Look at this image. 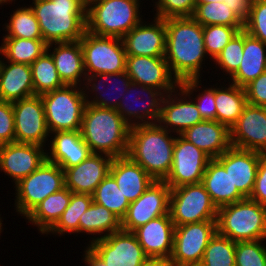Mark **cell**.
<instances>
[{
	"instance_id": "obj_1",
	"label": "cell",
	"mask_w": 266,
	"mask_h": 266,
	"mask_svg": "<svg viewBox=\"0 0 266 266\" xmlns=\"http://www.w3.org/2000/svg\"><path fill=\"white\" fill-rule=\"evenodd\" d=\"M165 26V59L172 75L179 83L203 79V67L209 71L207 61L213 62L205 50L203 26L193 17L166 18Z\"/></svg>"
},
{
	"instance_id": "obj_2",
	"label": "cell",
	"mask_w": 266,
	"mask_h": 266,
	"mask_svg": "<svg viewBox=\"0 0 266 266\" xmlns=\"http://www.w3.org/2000/svg\"><path fill=\"white\" fill-rule=\"evenodd\" d=\"M176 136L159 123L132 126L127 156L155 181H164L170 173Z\"/></svg>"
},
{
	"instance_id": "obj_3",
	"label": "cell",
	"mask_w": 266,
	"mask_h": 266,
	"mask_svg": "<svg viewBox=\"0 0 266 266\" xmlns=\"http://www.w3.org/2000/svg\"><path fill=\"white\" fill-rule=\"evenodd\" d=\"M130 128L115 109L86 104L80 131L92 153L112 158L126 156Z\"/></svg>"
},
{
	"instance_id": "obj_4",
	"label": "cell",
	"mask_w": 266,
	"mask_h": 266,
	"mask_svg": "<svg viewBox=\"0 0 266 266\" xmlns=\"http://www.w3.org/2000/svg\"><path fill=\"white\" fill-rule=\"evenodd\" d=\"M29 6L47 44L79 41L86 32L87 8L80 0H32Z\"/></svg>"
},
{
	"instance_id": "obj_5",
	"label": "cell",
	"mask_w": 266,
	"mask_h": 266,
	"mask_svg": "<svg viewBox=\"0 0 266 266\" xmlns=\"http://www.w3.org/2000/svg\"><path fill=\"white\" fill-rule=\"evenodd\" d=\"M144 3L139 0H98L87 7L86 31L123 38L143 20L141 8Z\"/></svg>"
},
{
	"instance_id": "obj_6",
	"label": "cell",
	"mask_w": 266,
	"mask_h": 266,
	"mask_svg": "<svg viewBox=\"0 0 266 266\" xmlns=\"http://www.w3.org/2000/svg\"><path fill=\"white\" fill-rule=\"evenodd\" d=\"M217 232L234 242L266 240V206L245 198L218 208Z\"/></svg>"
},
{
	"instance_id": "obj_7",
	"label": "cell",
	"mask_w": 266,
	"mask_h": 266,
	"mask_svg": "<svg viewBox=\"0 0 266 266\" xmlns=\"http://www.w3.org/2000/svg\"><path fill=\"white\" fill-rule=\"evenodd\" d=\"M50 133L81 130L86 99L83 87L65 85L41 95Z\"/></svg>"
},
{
	"instance_id": "obj_8",
	"label": "cell",
	"mask_w": 266,
	"mask_h": 266,
	"mask_svg": "<svg viewBox=\"0 0 266 266\" xmlns=\"http://www.w3.org/2000/svg\"><path fill=\"white\" fill-rule=\"evenodd\" d=\"M65 187L64 170L45 160L14 186V211L23 219L46 197Z\"/></svg>"
},
{
	"instance_id": "obj_9",
	"label": "cell",
	"mask_w": 266,
	"mask_h": 266,
	"mask_svg": "<svg viewBox=\"0 0 266 266\" xmlns=\"http://www.w3.org/2000/svg\"><path fill=\"white\" fill-rule=\"evenodd\" d=\"M169 214L175 226L217 221L218 208L202 183L171 188Z\"/></svg>"
},
{
	"instance_id": "obj_10",
	"label": "cell",
	"mask_w": 266,
	"mask_h": 266,
	"mask_svg": "<svg viewBox=\"0 0 266 266\" xmlns=\"http://www.w3.org/2000/svg\"><path fill=\"white\" fill-rule=\"evenodd\" d=\"M79 41L86 75L113 74L126 70L127 54L122 38L86 31Z\"/></svg>"
},
{
	"instance_id": "obj_11",
	"label": "cell",
	"mask_w": 266,
	"mask_h": 266,
	"mask_svg": "<svg viewBox=\"0 0 266 266\" xmlns=\"http://www.w3.org/2000/svg\"><path fill=\"white\" fill-rule=\"evenodd\" d=\"M217 232V221L175 226L171 262L174 266L200 265L210 239Z\"/></svg>"
},
{
	"instance_id": "obj_12",
	"label": "cell",
	"mask_w": 266,
	"mask_h": 266,
	"mask_svg": "<svg viewBox=\"0 0 266 266\" xmlns=\"http://www.w3.org/2000/svg\"><path fill=\"white\" fill-rule=\"evenodd\" d=\"M165 95L162 90L131 82L116 111L131 127L158 123Z\"/></svg>"
},
{
	"instance_id": "obj_13",
	"label": "cell",
	"mask_w": 266,
	"mask_h": 266,
	"mask_svg": "<svg viewBox=\"0 0 266 266\" xmlns=\"http://www.w3.org/2000/svg\"><path fill=\"white\" fill-rule=\"evenodd\" d=\"M15 142L47 147L50 132L46 122L41 95L12 102Z\"/></svg>"
},
{
	"instance_id": "obj_14",
	"label": "cell",
	"mask_w": 266,
	"mask_h": 266,
	"mask_svg": "<svg viewBox=\"0 0 266 266\" xmlns=\"http://www.w3.org/2000/svg\"><path fill=\"white\" fill-rule=\"evenodd\" d=\"M87 247L106 266H140L148 257L133 232L119 230Z\"/></svg>"
},
{
	"instance_id": "obj_15",
	"label": "cell",
	"mask_w": 266,
	"mask_h": 266,
	"mask_svg": "<svg viewBox=\"0 0 266 266\" xmlns=\"http://www.w3.org/2000/svg\"><path fill=\"white\" fill-rule=\"evenodd\" d=\"M212 158L194 144L177 135L173 148L170 173L164 182L170 188L202 183L203 175Z\"/></svg>"
},
{
	"instance_id": "obj_16",
	"label": "cell",
	"mask_w": 266,
	"mask_h": 266,
	"mask_svg": "<svg viewBox=\"0 0 266 266\" xmlns=\"http://www.w3.org/2000/svg\"><path fill=\"white\" fill-rule=\"evenodd\" d=\"M171 188L164 181H154L134 202L121 220L122 230L133 232L150 220L169 213Z\"/></svg>"
},
{
	"instance_id": "obj_17",
	"label": "cell",
	"mask_w": 266,
	"mask_h": 266,
	"mask_svg": "<svg viewBox=\"0 0 266 266\" xmlns=\"http://www.w3.org/2000/svg\"><path fill=\"white\" fill-rule=\"evenodd\" d=\"M125 71L131 82L162 90L165 94L180 86L165 57L127 56Z\"/></svg>"
},
{
	"instance_id": "obj_18",
	"label": "cell",
	"mask_w": 266,
	"mask_h": 266,
	"mask_svg": "<svg viewBox=\"0 0 266 266\" xmlns=\"http://www.w3.org/2000/svg\"><path fill=\"white\" fill-rule=\"evenodd\" d=\"M46 160V147L26 143L0 145V172L4 173L13 186L34 172Z\"/></svg>"
},
{
	"instance_id": "obj_19",
	"label": "cell",
	"mask_w": 266,
	"mask_h": 266,
	"mask_svg": "<svg viewBox=\"0 0 266 266\" xmlns=\"http://www.w3.org/2000/svg\"><path fill=\"white\" fill-rule=\"evenodd\" d=\"M231 146L266 153V107L246 104L230 128Z\"/></svg>"
},
{
	"instance_id": "obj_20",
	"label": "cell",
	"mask_w": 266,
	"mask_h": 266,
	"mask_svg": "<svg viewBox=\"0 0 266 266\" xmlns=\"http://www.w3.org/2000/svg\"><path fill=\"white\" fill-rule=\"evenodd\" d=\"M149 22L144 17L122 38L127 56L165 57V19L153 16Z\"/></svg>"
},
{
	"instance_id": "obj_21",
	"label": "cell",
	"mask_w": 266,
	"mask_h": 266,
	"mask_svg": "<svg viewBox=\"0 0 266 266\" xmlns=\"http://www.w3.org/2000/svg\"><path fill=\"white\" fill-rule=\"evenodd\" d=\"M203 121L195 102L180 88L165 95L158 123L176 135Z\"/></svg>"
},
{
	"instance_id": "obj_22",
	"label": "cell",
	"mask_w": 266,
	"mask_h": 266,
	"mask_svg": "<svg viewBox=\"0 0 266 266\" xmlns=\"http://www.w3.org/2000/svg\"><path fill=\"white\" fill-rule=\"evenodd\" d=\"M130 83L131 79L126 71L113 74L86 75L83 85L86 103L116 110Z\"/></svg>"
},
{
	"instance_id": "obj_23",
	"label": "cell",
	"mask_w": 266,
	"mask_h": 266,
	"mask_svg": "<svg viewBox=\"0 0 266 266\" xmlns=\"http://www.w3.org/2000/svg\"><path fill=\"white\" fill-rule=\"evenodd\" d=\"M113 158L92 153L78 165L63 169L65 187L73 193L92 195L98 184L110 173Z\"/></svg>"
},
{
	"instance_id": "obj_24",
	"label": "cell",
	"mask_w": 266,
	"mask_h": 266,
	"mask_svg": "<svg viewBox=\"0 0 266 266\" xmlns=\"http://www.w3.org/2000/svg\"><path fill=\"white\" fill-rule=\"evenodd\" d=\"M260 152L230 147L215 158L230 175L233 187L249 198L256 179Z\"/></svg>"
},
{
	"instance_id": "obj_25",
	"label": "cell",
	"mask_w": 266,
	"mask_h": 266,
	"mask_svg": "<svg viewBox=\"0 0 266 266\" xmlns=\"http://www.w3.org/2000/svg\"><path fill=\"white\" fill-rule=\"evenodd\" d=\"M175 225L170 214L159 216L135 229L140 246L148 258H171Z\"/></svg>"
},
{
	"instance_id": "obj_26",
	"label": "cell",
	"mask_w": 266,
	"mask_h": 266,
	"mask_svg": "<svg viewBox=\"0 0 266 266\" xmlns=\"http://www.w3.org/2000/svg\"><path fill=\"white\" fill-rule=\"evenodd\" d=\"M49 142L46 147V160L62 169L76 166L92 154L80 130L50 133Z\"/></svg>"
},
{
	"instance_id": "obj_27",
	"label": "cell",
	"mask_w": 266,
	"mask_h": 266,
	"mask_svg": "<svg viewBox=\"0 0 266 266\" xmlns=\"http://www.w3.org/2000/svg\"><path fill=\"white\" fill-rule=\"evenodd\" d=\"M47 51L53 57L62 82L83 87L86 72L80 41L50 43L47 44Z\"/></svg>"
},
{
	"instance_id": "obj_28",
	"label": "cell",
	"mask_w": 266,
	"mask_h": 266,
	"mask_svg": "<svg viewBox=\"0 0 266 266\" xmlns=\"http://www.w3.org/2000/svg\"><path fill=\"white\" fill-rule=\"evenodd\" d=\"M212 159L231 147L230 129L217 120H203L180 134Z\"/></svg>"
},
{
	"instance_id": "obj_29",
	"label": "cell",
	"mask_w": 266,
	"mask_h": 266,
	"mask_svg": "<svg viewBox=\"0 0 266 266\" xmlns=\"http://www.w3.org/2000/svg\"><path fill=\"white\" fill-rule=\"evenodd\" d=\"M129 203L137 200L155 181L139 164L127 155L113 158L110 173Z\"/></svg>"
},
{
	"instance_id": "obj_30",
	"label": "cell",
	"mask_w": 266,
	"mask_h": 266,
	"mask_svg": "<svg viewBox=\"0 0 266 266\" xmlns=\"http://www.w3.org/2000/svg\"><path fill=\"white\" fill-rule=\"evenodd\" d=\"M34 95L30 65L12 63L2 59L0 65V101L15 102Z\"/></svg>"
},
{
	"instance_id": "obj_31",
	"label": "cell",
	"mask_w": 266,
	"mask_h": 266,
	"mask_svg": "<svg viewBox=\"0 0 266 266\" xmlns=\"http://www.w3.org/2000/svg\"><path fill=\"white\" fill-rule=\"evenodd\" d=\"M266 72V44L243 30V58L238 70L226 81L245 87Z\"/></svg>"
},
{
	"instance_id": "obj_32",
	"label": "cell",
	"mask_w": 266,
	"mask_h": 266,
	"mask_svg": "<svg viewBox=\"0 0 266 266\" xmlns=\"http://www.w3.org/2000/svg\"><path fill=\"white\" fill-rule=\"evenodd\" d=\"M202 184L217 208L245 199L237 188L233 187L229 173L215 158L209 161Z\"/></svg>"
},
{
	"instance_id": "obj_33",
	"label": "cell",
	"mask_w": 266,
	"mask_h": 266,
	"mask_svg": "<svg viewBox=\"0 0 266 266\" xmlns=\"http://www.w3.org/2000/svg\"><path fill=\"white\" fill-rule=\"evenodd\" d=\"M246 104V92L243 87L226 80L220 84L215 83L216 120L219 123L230 129L237 122Z\"/></svg>"
},
{
	"instance_id": "obj_34",
	"label": "cell",
	"mask_w": 266,
	"mask_h": 266,
	"mask_svg": "<svg viewBox=\"0 0 266 266\" xmlns=\"http://www.w3.org/2000/svg\"><path fill=\"white\" fill-rule=\"evenodd\" d=\"M72 192L64 187L50 194L39 203L24 219L35 226L41 235H45L60 219L68 207Z\"/></svg>"
},
{
	"instance_id": "obj_35",
	"label": "cell",
	"mask_w": 266,
	"mask_h": 266,
	"mask_svg": "<svg viewBox=\"0 0 266 266\" xmlns=\"http://www.w3.org/2000/svg\"><path fill=\"white\" fill-rule=\"evenodd\" d=\"M121 229V220L110 210L95 202L91 204L79 220V234L82 233V235H86L85 237L90 238L85 239L86 241L89 240L88 243H84L85 246Z\"/></svg>"
},
{
	"instance_id": "obj_36",
	"label": "cell",
	"mask_w": 266,
	"mask_h": 266,
	"mask_svg": "<svg viewBox=\"0 0 266 266\" xmlns=\"http://www.w3.org/2000/svg\"><path fill=\"white\" fill-rule=\"evenodd\" d=\"M14 8L11 14L9 12L8 18H10L2 24V32H6L2 38L43 39L38 20L31 7L25 3L18 6L17 3Z\"/></svg>"
},
{
	"instance_id": "obj_37",
	"label": "cell",
	"mask_w": 266,
	"mask_h": 266,
	"mask_svg": "<svg viewBox=\"0 0 266 266\" xmlns=\"http://www.w3.org/2000/svg\"><path fill=\"white\" fill-rule=\"evenodd\" d=\"M92 203V195L72 192L68 207L57 223L45 235L47 237L48 235L61 237L76 234L75 236L79 237V220Z\"/></svg>"
},
{
	"instance_id": "obj_38",
	"label": "cell",
	"mask_w": 266,
	"mask_h": 266,
	"mask_svg": "<svg viewBox=\"0 0 266 266\" xmlns=\"http://www.w3.org/2000/svg\"><path fill=\"white\" fill-rule=\"evenodd\" d=\"M3 59L12 63L31 65L47 50L43 39L2 38Z\"/></svg>"
},
{
	"instance_id": "obj_39",
	"label": "cell",
	"mask_w": 266,
	"mask_h": 266,
	"mask_svg": "<svg viewBox=\"0 0 266 266\" xmlns=\"http://www.w3.org/2000/svg\"><path fill=\"white\" fill-rule=\"evenodd\" d=\"M30 67L35 95H42L65 86L58 75L53 57L47 50Z\"/></svg>"
},
{
	"instance_id": "obj_40",
	"label": "cell",
	"mask_w": 266,
	"mask_h": 266,
	"mask_svg": "<svg viewBox=\"0 0 266 266\" xmlns=\"http://www.w3.org/2000/svg\"><path fill=\"white\" fill-rule=\"evenodd\" d=\"M92 198L93 202L110 210L120 220L124 218L130 205L110 174L98 184Z\"/></svg>"
},
{
	"instance_id": "obj_41",
	"label": "cell",
	"mask_w": 266,
	"mask_h": 266,
	"mask_svg": "<svg viewBox=\"0 0 266 266\" xmlns=\"http://www.w3.org/2000/svg\"><path fill=\"white\" fill-rule=\"evenodd\" d=\"M201 80L188 79L182 81L179 87L195 102L203 120H216L215 83H207V86Z\"/></svg>"
},
{
	"instance_id": "obj_42",
	"label": "cell",
	"mask_w": 266,
	"mask_h": 266,
	"mask_svg": "<svg viewBox=\"0 0 266 266\" xmlns=\"http://www.w3.org/2000/svg\"><path fill=\"white\" fill-rule=\"evenodd\" d=\"M192 17L202 26L224 25L232 27H244V23L224 2L196 4V8Z\"/></svg>"
},
{
	"instance_id": "obj_43",
	"label": "cell",
	"mask_w": 266,
	"mask_h": 266,
	"mask_svg": "<svg viewBox=\"0 0 266 266\" xmlns=\"http://www.w3.org/2000/svg\"><path fill=\"white\" fill-rule=\"evenodd\" d=\"M236 242L218 232L210 239L201 266H236Z\"/></svg>"
},
{
	"instance_id": "obj_44",
	"label": "cell",
	"mask_w": 266,
	"mask_h": 266,
	"mask_svg": "<svg viewBox=\"0 0 266 266\" xmlns=\"http://www.w3.org/2000/svg\"><path fill=\"white\" fill-rule=\"evenodd\" d=\"M243 58V30L239 31L222 49L212 64L216 72L222 71L221 80H228L237 70ZM216 67V68H215ZM218 69V71H217ZM228 76V77H226ZM224 78V79H223Z\"/></svg>"
},
{
	"instance_id": "obj_45",
	"label": "cell",
	"mask_w": 266,
	"mask_h": 266,
	"mask_svg": "<svg viewBox=\"0 0 266 266\" xmlns=\"http://www.w3.org/2000/svg\"><path fill=\"white\" fill-rule=\"evenodd\" d=\"M244 27L224 25L203 26V40L209 58L214 61L229 41Z\"/></svg>"
},
{
	"instance_id": "obj_46",
	"label": "cell",
	"mask_w": 266,
	"mask_h": 266,
	"mask_svg": "<svg viewBox=\"0 0 266 266\" xmlns=\"http://www.w3.org/2000/svg\"><path fill=\"white\" fill-rule=\"evenodd\" d=\"M265 241L236 242V266H266Z\"/></svg>"
},
{
	"instance_id": "obj_47",
	"label": "cell",
	"mask_w": 266,
	"mask_h": 266,
	"mask_svg": "<svg viewBox=\"0 0 266 266\" xmlns=\"http://www.w3.org/2000/svg\"><path fill=\"white\" fill-rule=\"evenodd\" d=\"M195 8V0H159L153 7L154 10L152 9L150 12H153L154 17L160 19L170 17H192Z\"/></svg>"
},
{
	"instance_id": "obj_48",
	"label": "cell",
	"mask_w": 266,
	"mask_h": 266,
	"mask_svg": "<svg viewBox=\"0 0 266 266\" xmlns=\"http://www.w3.org/2000/svg\"><path fill=\"white\" fill-rule=\"evenodd\" d=\"M244 30L266 44V0H253Z\"/></svg>"
},
{
	"instance_id": "obj_49",
	"label": "cell",
	"mask_w": 266,
	"mask_h": 266,
	"mask_svg": "<svg viewBox=\"0 0 266 266\" xmlns=\"http://www.w3.org/2000/svg\"><path fill=\"white\" fill-rule=\"evenodd\" d=\"M15 142L12 102L0 101V145Z\"/></svg>"
},
{
	"instance_id": "obj_50",
	"label": "cell",
	"mask_w": 266,
	"mask_h": 266,
	"mask_svg": "<svg viewBox=\"0 0 266 266\" xmlns=\"http://www.w3.org/2000/svg\"><path fill=\"white\" fill-rule=\"evenodd\" d=\"M244 89L248 104L266 107V72L252 80Z\"/></svg>"
},
{
	"instance_id": "obj_51",
	"label": "cell",
	"mask_w": 266,
	"mask_h": 266,
	"mask_svg": "<svg viewBox=\"0 0 266 266\" xmlns=\"http://www.w3.org/2000/svg\"><path fill=\"white\" fill-rule=\"evenodd\" d=\"M249 199L266 206V153L260 154L256 179Z\"/></svg>"
},
{
	"instance_id": "obj_52",
	"label": "cell",
	"mask_w": 266,
	"mask_h": 266,
	"mask_svg": "<svg viewBox=\"0 0 266 266\" xmlns=\"http://www.w3.org/2000/svg\"><path fill=\"white\" fill-rule=\"evenodd\" d=\"M234 14L245 23L251 13L253 0H224Z\"/></svg>"
},
{
	"instance_id": "obj_53",
	"label": "cell",
	"mask_w": 266,
	"mask_h": 266,
	"mask_svg": "<svg viewBox=\"0 0 266 266\" xmlns=\"http://www.w3.org/2000/svg\"><path fill=\"white\" fill-rule=\"evenodd\" d=\"M83 248L81 258L85 266H106L87 246Z\"/></svg>"
},
{
	"instance_id": "obj_54",
	"label": "cell",
	"mask_w": 266,
	"mask_h": 266,
	"mask_svg": "<svg viewBox=\"0 0 266 266\" xmlns=\"http://www.w3.org/2000/svg\"><path fill=\"white\" fill-rule=\"evenodd\" d=\"M140 266H174L169 258H147Z\"/></svg>"
},
{
	"instance_id": "obj_55",
	"label": "cell",
	"mask_w": 266,
	"mask_h": 266,
	"mask_svg": "<svg viewBox=\"0 0 266 266\" xmlns=\"http://www.w3.org/2000/svg\"><path fill=\"white\" fill-rule=\"evenodd\" d=\"M15 2H16V0H0V7L2 9L3 8L2 6H4V5L6 6V4L7 5H10V4L12 5V3L14 4L13 6H15Z\"/></svg>"
},
{
	"instance_id": "obj_56",
	"label": "cell",
	"mask_w": 266,
	"mask_h": 266,
	"mask_svg": "<svg viewBox=\"0 0 266 266\" xmlns=\"http://www.w3.org/2000/svg\"><path fill=\"white\" fill-rule=\"evenodd\" d=\"M196 4H205L211 2H223L224 0H195Z\"/></svg>"
},
{
	"instance_id": "obj_57",
	"label": "cell",
	"mask_w": 266,
	"mask_h": 266,
	"mask_svg": "<svg viewBox=\"0 0 266 266\" xmlns=\"http://www.w3.org/2000/svg\"><path fill=\"white\" fill-rule=\"evenodd\" d=\"M84 5L85 7L87 8L90 4L98 1V0H80Z\"/></svg>"
},
{
	"instance_id": "obj_58",
	"label": "cell",
	"mask_w": 266,
	"mask_h": 266,
	"mask_svg": "<svg viewBox=\"0 0 266 266\" xmlns=\"http://www.w3.org/2000/svg\"><path fill=\"white\" fill-rule=\"evenodd\" d=\"M1 215L2 214H0V237H1V233L3 232V230L6 229V228H3L5 224L3 223L4 220H2V219H5V218L1 217Z\"/></svg>"
},
{
	"instance_id": "obj_59",
	"label": "cell",
	"mask_w": 266,
	"mask_h": 266,
	"mask_svg": "<svg viewBox=\"0 0 266 266\" xmlns=\"http://www.w3.org/2000/svg\"><path fill=\"white\" fill-rule=\"evenodd\" d=\"M3 57V53H2V47L0 45V65H1V62H2V58Z\"/></svg>"
},
{
	"instance_id": "obj_60",
	"label": "cell",
	"mask_w": 266,
	"mask_h": 266,
	"mask_svg": "<svg viewBox=\"0 0 266 266\" xmlns=\"http://www.w3.org/2000/svg\"><path fill=\"white\" fill-rule=\"evenodd\" d=\"M139 1H140V2H142V1H145V0H142V1H141V0H139ZM158 1H159V0H152V1H151V2H152V4H153V5H152V7H154V6H155V4H156Z\"/></svg>"
}]
</instances>
